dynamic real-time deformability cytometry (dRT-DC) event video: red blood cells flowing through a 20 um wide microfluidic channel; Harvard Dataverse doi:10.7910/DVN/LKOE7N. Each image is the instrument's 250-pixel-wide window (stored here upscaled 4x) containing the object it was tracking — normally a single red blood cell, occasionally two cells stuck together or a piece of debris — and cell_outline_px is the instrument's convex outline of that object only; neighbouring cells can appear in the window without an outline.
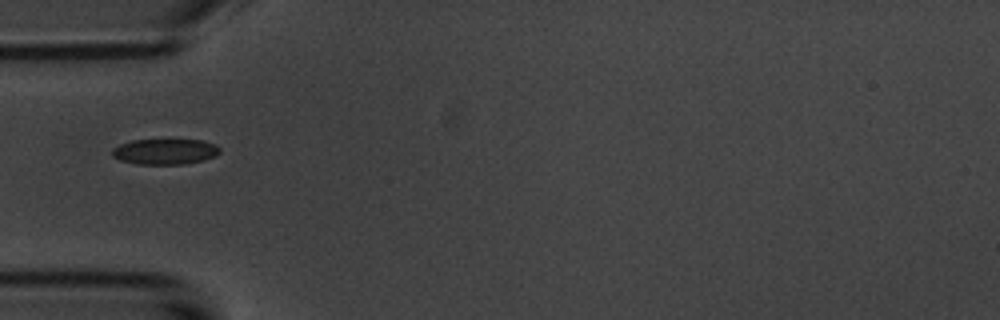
{"species": "common noctule bat (a hibernating species)", "species_latin": "Nyctalus noctula", "temperature_condition": "room temperature", "stored_images_in_passage": 3, "camera_frame_rate_fps": 3000, "um_per_image_px": 0.085, "animal": {"sex": "male", "body_mass_g": 20.1, "forearm_length_mm": 53.5}, "frame": {"image": 1, "passage_image": 1, "time_ms": 0.0, "image_size_px": [1000, 320], "cell_outline_px": [[220, 152], [216, 156], [204, 160], [184, 164], [136, 164], [120, 160], [112, 156], [112, 148], [120, 144], [132, 140], [200, 140], [216, 144], [220, 148]], "centroid_in_image_um": [14.03, 12.89], "position_along_channel_um": 71.0, "area_um2": 16.13}}
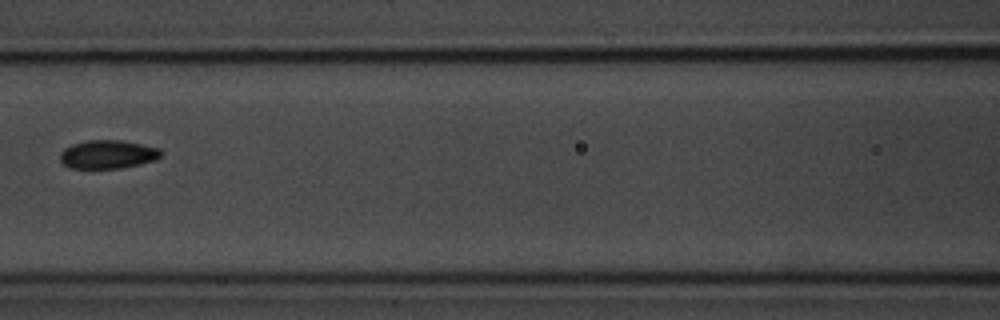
{"frame": {"image": 2, "passage_image": 3, "time_ms": 2.333, "image_size_px": [1000, 320], "cell_outline_px": [[160, 156], [156, 160], [140, 164], [120, 168], [68, 168], [60, 160], [60, 152], [64, 148], [72, 144], [88, 140], [120, 140], [160, 148]], "centroid_in_image_um": [9.13, 13.12], "position_along_channel_um": 157.5, "area_um2": 16.7}}